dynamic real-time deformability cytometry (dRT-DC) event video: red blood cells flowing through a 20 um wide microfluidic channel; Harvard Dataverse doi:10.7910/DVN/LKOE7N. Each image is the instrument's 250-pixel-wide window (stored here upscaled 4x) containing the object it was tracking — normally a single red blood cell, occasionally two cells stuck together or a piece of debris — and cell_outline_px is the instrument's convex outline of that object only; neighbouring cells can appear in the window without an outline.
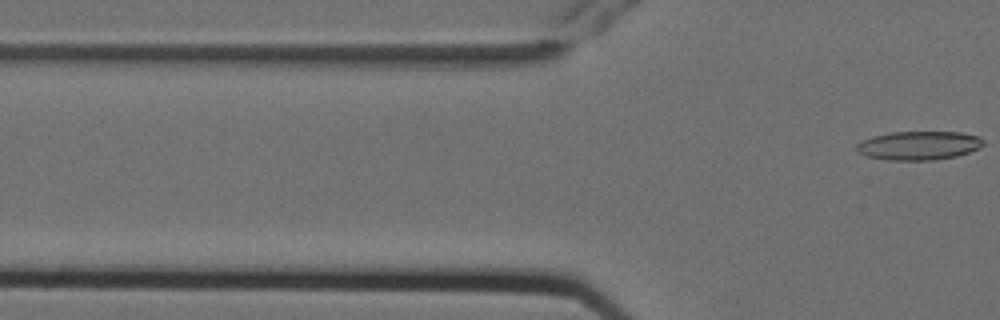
{"species": "Egyptian fruit bat (a non-hibernating species)", "species_latin": "Rousettus aegyptiacus", "temperature_condition": "cold", "stored_images_in_passage": 8, "segment_of_instrument_passage": [2, 2], "camera_frame_rate_fps": 3000, "um_per_image_px": 0.085, "animal": {"sex": "female"}, "frame": {"image": 1, "passage_image": 8, "time_ms": 2.333, "image_size_px": [1000, 320], "cell_outline_px": [[984, 144], [980, 148], [956, 156], [932, 160], [888, 160], [868, 156], [856, 152], [856, 144], [860, 140], [872, 136], [892, 132], [960, 132], [980, 136], [984, 140]], "centroid_in_image_um": [78.09, 12.36], "position_along_channel_um": 47.7, "area_um2": 21.39}}